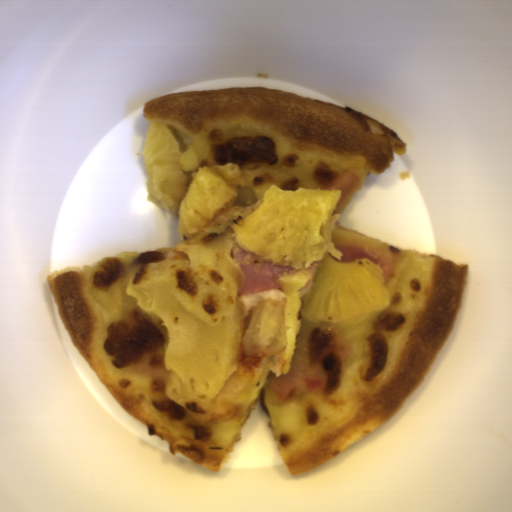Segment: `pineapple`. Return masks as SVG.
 <instances>
[{
    "instance_id": "pineapple-1",
    "label": "pineapple",
    "mask_w": 512,
    "mask_h": 512,
    "mask_svg": "<svg viewBox=\"0 0 512 512\" xmlns=\"http://www.w3.org/2000/svg\"><path fill=\"white\" fill-rule=\"evenodd\" d=\"M82 282L101 309L145 311L162 333L172 402L207 404L231 376L245 322L239 281L229 269L184 258L106 264Z\"/></svg>"
},
{
    "instance_id": "pineapple-2",
    "label": "pineapple",
    "mask_w": 512,
    "mask_h": 512,
    "mask_svg": "<svg viewBox=\"0 0 512 512\" xmlns=\"http://www.w3.org/2000/svg\"><path fill=\"white\" fill-rule=\"evenodd\" d=\"M281 152L271 134L248 123L203 130L185 151L167 124L151 123L142 152L147 202L174 212L179 237L194 236L238 196L215 170L272 166Z\"/></svg>"
},
{
    "instance_id": "pineapple-3",
    "label": "pineapple",
    "mask_w": 512,
    "mask_h": 512,
    "mask_svg": "<svg viewBox=\"0 0 512 512\" xmlns=\"http://www.w3.org/2000/svg\"><path fill=\"white\" fill-rule=\"evenodd\" d=\"M435 268L412 251L396 252L388 283L371 259L340 263L324 259L315 267L312 286L300 301L303 318L327 324H356L386 308L420 304Z\"/></svg>"
},
{
    "instance_id": "pineapple-4",
    "label": "pineapple",
    "mask_w": 512,
    "mask_h": 512,
    "mask_svg": "<svg viewBox=\"0 0 512 512\" xmlns=\"http://www.w3.org/2000/svg\"><path fill=\"white\" fill-rule=\"evenodd\" d=\"M341 193L339 188L284 190L273 183L254 210L231 222L233 240L266 262L306 270L327 254L321 228Z\"/></svg>"
}]
</instances>
